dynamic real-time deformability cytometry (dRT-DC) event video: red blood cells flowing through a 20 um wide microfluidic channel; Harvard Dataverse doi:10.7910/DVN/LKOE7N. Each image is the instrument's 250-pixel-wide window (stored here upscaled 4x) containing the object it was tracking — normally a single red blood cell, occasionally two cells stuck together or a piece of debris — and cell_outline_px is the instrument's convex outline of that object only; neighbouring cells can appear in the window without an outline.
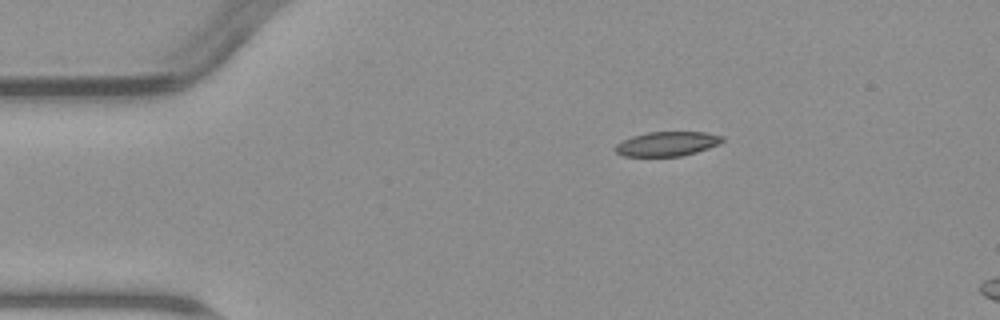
{"species": "common noctule bat (a hibernating species)", "species_latin": "Nyctalus noctula", "temperature_condition": "warm", "stored_images_in_passage": 3, "camera_frame_rate_fps": 3000, "um_per_image_px": 0.085, "animal": {"sex": "male", "body_mass_g": 23.1, "forearm_length_mm": 52.7}, "frame": {"image": 1, "passage_image": 1, "time_ms": 0.0, "image_size_px": [1000, 320], "cell_outline_px": [[724, 140], [708, 148], [696, 152], [680, 156], [624, 156], [616, 152], [612, 148], [616, 144], [632, 136], [648, 132], [704, 132], [724, 136]], "centroid_in_image_um": [56.67, 12.22], "position_along_channel_um": 28.3, "area_um2": 15.14}}